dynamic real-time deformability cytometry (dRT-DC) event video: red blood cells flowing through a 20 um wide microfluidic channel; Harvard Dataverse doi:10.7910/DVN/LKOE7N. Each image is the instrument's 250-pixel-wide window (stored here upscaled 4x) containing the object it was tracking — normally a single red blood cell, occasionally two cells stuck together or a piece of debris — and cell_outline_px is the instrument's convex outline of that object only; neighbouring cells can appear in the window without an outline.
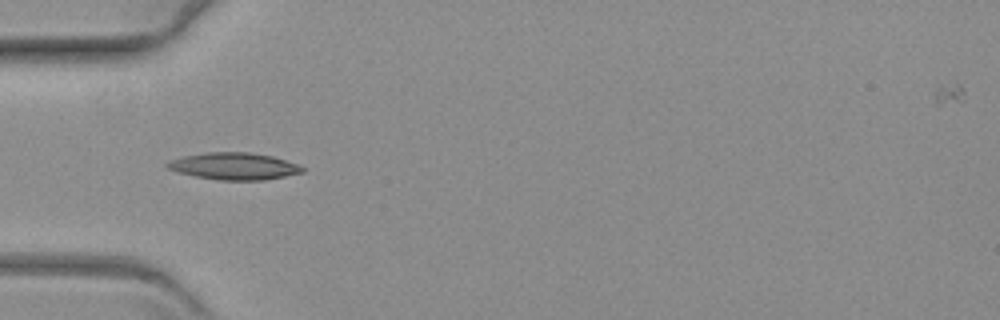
{"species": "common noctule bat (a hibernating species)", "species_latin": "Nyctalus noctula", "temperature_condition": "warm", "stored_images_in_passage": 23, "camera_frame_rate_fps": 3000, "um_per_image_px": 0.085, "animal": {"sex": "female", "body_mass_g": 19.3, "forearm_length_mm": 54.1}, "frame": {"image": 1, "passage_image": 19, "time_ms": 6.0, "image_size_px": [1000, 320], "cell_outline_px": [[304, 172], [264, 180], [220, 180], [196, 176], [180, 172], [168, 168], [164, 164], [168, 160], [184, 156], [204, 152], [248, 152], [272, 156], [300, 164], [304, 168]], "centroid_in_image_um": [19.91, 14.11], "position_along_channel_um": 65.1, "area_um2": 21.21}}
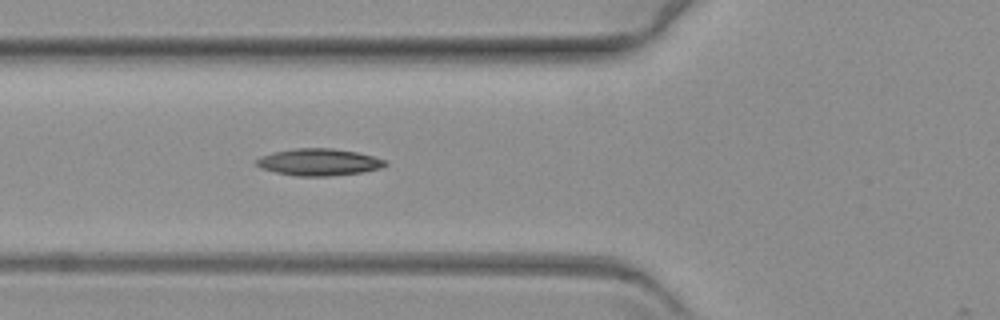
{"frame": {"image": 2, "passage_image": 22, "time_ms": 7.0, "image_size_px": [1000, 320], "cell_outline_px": [[388, 164], [380, 168], [364, 172], [332, 176], [296, 176], [276, 172], [260, 168], [256, 164], [256, 160], [260, 156], [272, 152], [296, 148], [332, 148], [356, 152], [388, 160]], "centroid_in_image_um": [27.11, 13.78], "position_along_channel_um": 98.7, "area_um2": 20.35}}